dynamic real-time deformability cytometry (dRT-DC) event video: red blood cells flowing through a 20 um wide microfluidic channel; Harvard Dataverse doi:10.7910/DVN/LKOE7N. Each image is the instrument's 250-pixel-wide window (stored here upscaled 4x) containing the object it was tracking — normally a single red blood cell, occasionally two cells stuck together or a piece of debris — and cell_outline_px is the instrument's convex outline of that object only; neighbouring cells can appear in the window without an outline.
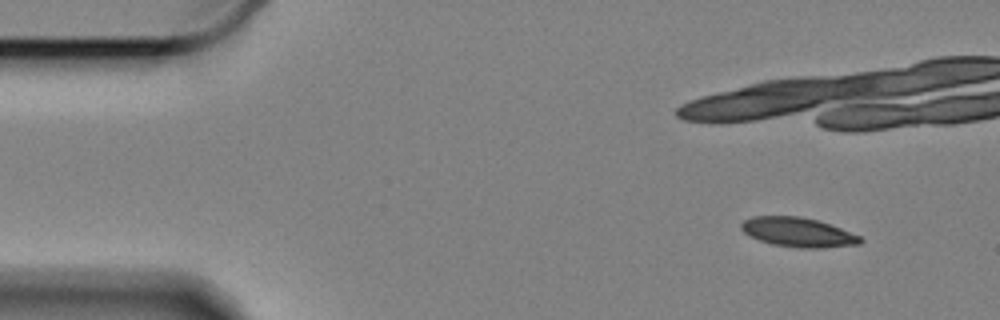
{"species": "Egyptian fruit bat (a non-hibernating species)", "species_latin": "Rousettus aegyptiacus", "temperature_condition": "cold", "stored_images_in_passage": 19, "camera_frame_rate_fps": 3000, "um_per_image_px": 0.085, "animal": {"sex": "female"}, "frame": {"image": 1, "passage_image": 1, "time_ms": 0.0, "image_size_px": [1000, 320], "cell_outline_px": [[864, 240], [860, 244], [820, 248], [800, 248], [772, 244], [760, 240], [744, 232], [740, 228], [740, 224], [744, 220], [752, 216], [800, 216], [816, 220], [840, 228], [860, 236]], "centroid_in_image_um": [67.83, 19.74], "position_along_channel_um": 17.2, "area_um2": 20.23}}